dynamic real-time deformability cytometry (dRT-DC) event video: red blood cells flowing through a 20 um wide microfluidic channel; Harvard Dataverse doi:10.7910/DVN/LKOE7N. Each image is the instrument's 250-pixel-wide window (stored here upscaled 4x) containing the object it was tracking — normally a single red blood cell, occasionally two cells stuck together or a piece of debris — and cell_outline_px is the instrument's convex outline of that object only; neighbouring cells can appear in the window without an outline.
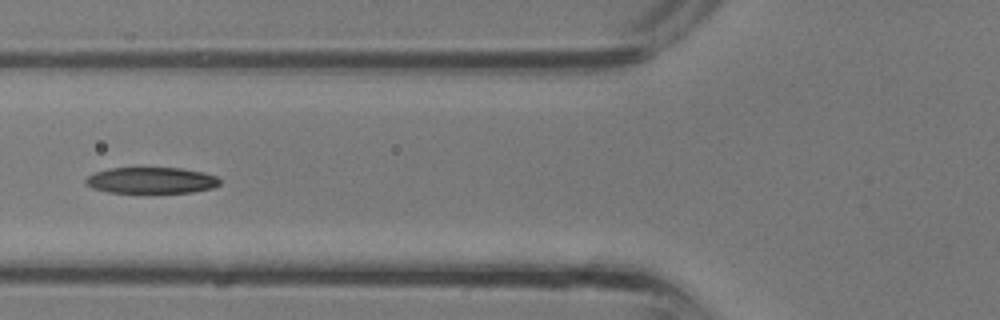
{"species": "common noctule bat (a hibernating species)", "species_latin": "Nyctalus noctula", "temperature_condition": "room temperature", "stored_images_in_passage": 31, "camera_frame_rate_fps": 3000, "um_per_image_px": 0.085, "animal": {"sex": "male", "body_mass_g": 13.3}, "frame": {"image": 1, "passage_image": 13, "time_ms": 4.0, "image_size_px": [1000, 320], "cell_outline_px": [[220, 184], [212, 188], [192, 192], [148, 196], [108, 192], [92, 188], [84, 184], [84, 180], [88, 176], [96, 172], [108, 168], [184, 168], [204, 172], [216, 176], [220, 180]], "centroid_in_image_um": [12.84, 15.38], "position_along_channel_um": 113.0, "area_um2": 21.68}}
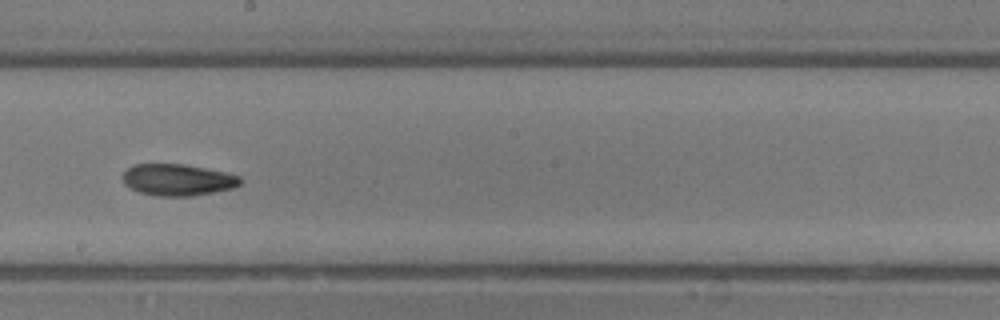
{"frame": {"image": 2, "passage_image": 19, "time_ms": 6.0, "image_size_px": [1000, 320], "cell_outline_px": [[240, 184], [232, 188], [216, 192], [192, 196], [156, 196], [140, 192], [124, 184], [124, 172], [132, 164], [184, 164], [224, 172], [240, 176]], "centroid_in_image_um": [15.1, 15.29], "position_along_channel_um": 233.1, "area_um2": 21.5}}
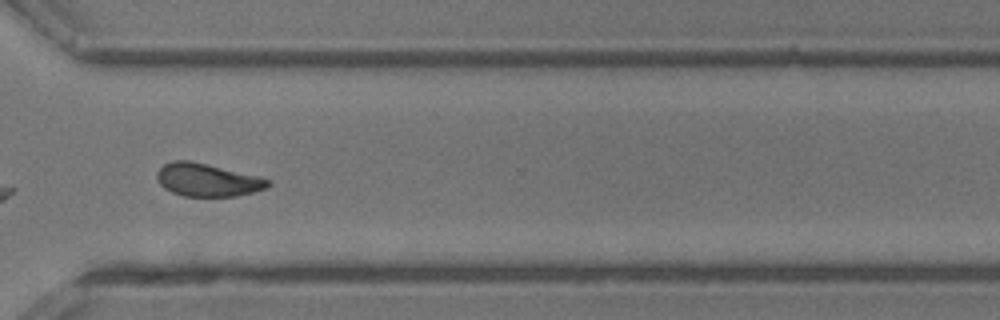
{"frame": {"image": 3, "passage_image": 25, "time_ms": 8.0, "image_size_px": [1000, 320], "cell_outline_px": [[272, 184], [264, 188], [252, 192], [236, 196], [184, 196], [172, 192], [164, 188], [160, 184], [156, 176], [156, 172], [164, 164], [172, 160], [188, 160], [260, 176], [268, 180]], "centroid_in_image_um": [17.6, 15.29], "position_along_channel_um": 353.0, "area_um2": 21.15}}